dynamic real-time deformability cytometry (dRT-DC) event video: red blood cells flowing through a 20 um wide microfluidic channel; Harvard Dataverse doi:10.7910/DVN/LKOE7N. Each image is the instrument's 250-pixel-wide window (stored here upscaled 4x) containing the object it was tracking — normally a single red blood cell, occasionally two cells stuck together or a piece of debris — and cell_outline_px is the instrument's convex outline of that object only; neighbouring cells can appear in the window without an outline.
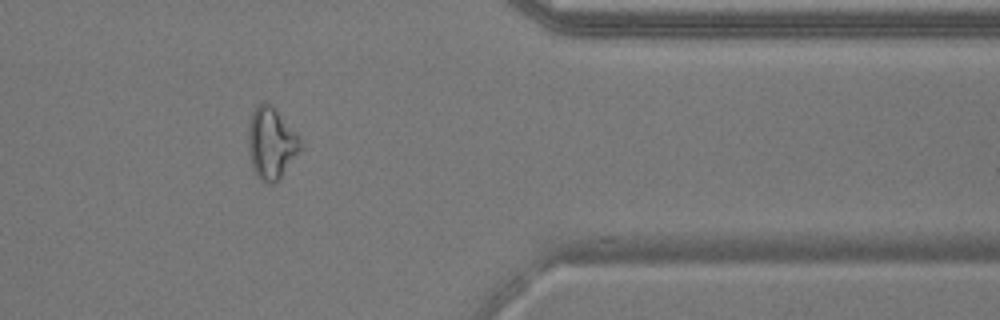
{"species": "common noctule bat (a hibernating species)", "species_latin": "Nyctalus noctula", "temperature_condition": "warm", "stored_images_in_passage": 45, "camera_frame_rate_fps": 3000, "um_per_image_px": 0.085, "animal": {"sex": "male", "body_mass_g": 17.9}, "frame": {"image": 1, "passage_image": 44, "time_ms": 14.333, "image_size_px": [1000, 320], "cell_outline_px": [[300, 148], [280, 176], [272, 184], [264, 184], [256, 176], [252, 168], [248, 144], [248, 128], [252, 112], [264, 100], [272, 104], [296, 136], [300, 144]], "centroid_in_image_um": [22.97, 12.17], "position_along_channel_um": 388.4, "area_um2": 20.92}, "authors_computed_cell_mechanics": {"area_um2": 18.9006, "velocity_mm_per_s": 3.8446, "shape_relaxation_time_tau1_ms": null, "shape_relaxation_time_tau2_ms": 4.2468, "deformation_change_tau1": null, "deformation_change_tau2": 0.1228}}